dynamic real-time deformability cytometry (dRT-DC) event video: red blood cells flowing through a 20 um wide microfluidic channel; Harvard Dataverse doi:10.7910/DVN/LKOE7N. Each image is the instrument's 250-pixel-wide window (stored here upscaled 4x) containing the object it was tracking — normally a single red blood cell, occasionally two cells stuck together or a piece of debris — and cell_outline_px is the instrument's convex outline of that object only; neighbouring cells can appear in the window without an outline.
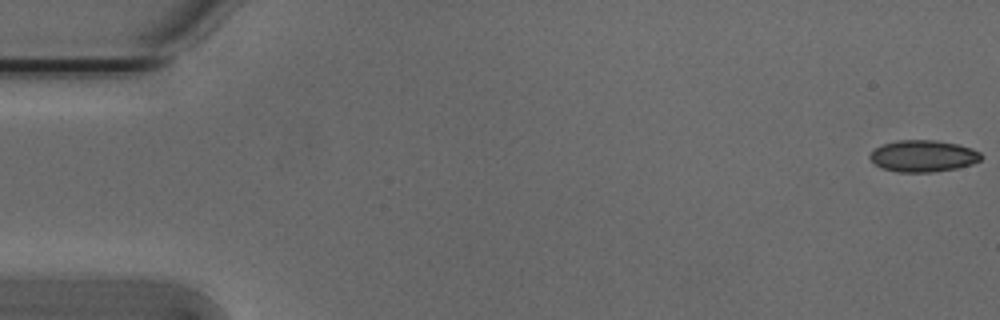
{"species": "Egyptian fruit bat (a non-hibernating species)", "species_latin": "Rousettus aegyptiacus", "temperature_condition": "cold", "stored_images_in_passage": 54, "camera_frame_rate_fps": 3000, "um_per_image_px": 0.085, "animal": {"sex": "male"}, "frame": {"image": 1, "passage_image": 1, "time_ms": 0.0, "image_size_px": [1000, 320], "cell_outline_px": [[984, 156], [980, 160], [972, 164], [956, 168], [932, 172], [896, 172], [880, 168], [868, 156], [872, 148], [896, 140], [936, 140], [956, 144], [972, 148], [980, 152]], "centroid_in_image_um": [78.44, 13.26], "position_along_channel_um": 6.6, "area_um2": 20.69}}
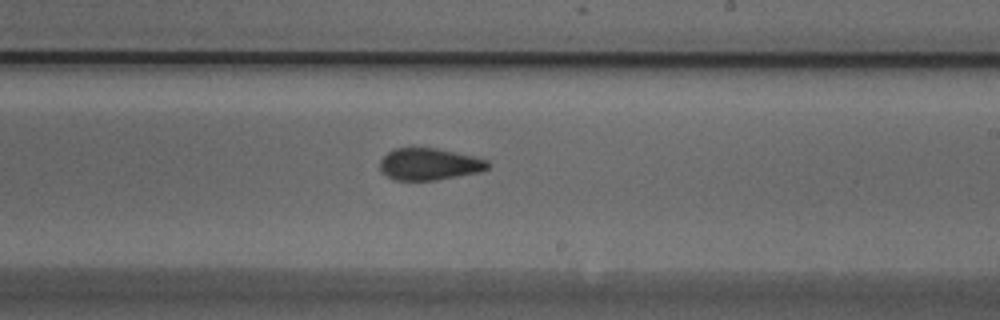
{"frame": {"image": 2, "passage_image": 32, "time_ms": 10.333, "image_size_px": [1000, 320], "cell_outline_px": [[492, 164], [488, 168], [480, 172], [436, 180], [396, 180], [380, 172], [380, 160], [388, 152], [396, 148], [436, 148], [476, 156], [488, 160]], "centroid_in_image_um": [36.52, 13.95], "position_along_channel_um": 252.5, "area_um2": 20.17}}
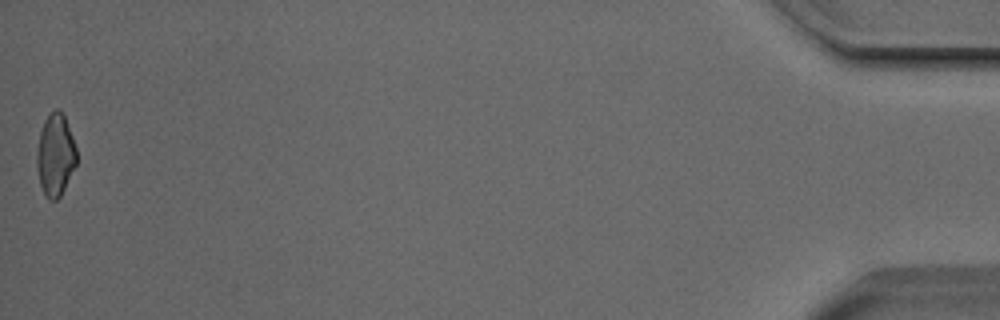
{"frame": {"image": 3, "passage_image": 54, "time_ms": 17.667, "image_size_px": [1000, 320], "cell_outline_px": [[76, 164], [60, 196], [56, 200], [48, 200], [44, 196], [40, 184], [36, 164], [36, 156], [40, 132], [44, 120], [56, 108], [60, 108], [64, 116], [72, 136], [76, 148]], "centroid_in_image_um": [4.69, 13.18], "position_along_channel_um": 430.5, "area_um2": 18.9}, "authors_computed_cell_mechanics": {"area_um2": 20.519, "velocity_mm_per_s": 3.82, "shape_relaxation_time_tau1_ms": 4.992, "shape_relaxation_time_tau2_ms": 2.0815, "deformation_change_tau1": 0.1144, "deformation_change_tau2": 0.0625}}